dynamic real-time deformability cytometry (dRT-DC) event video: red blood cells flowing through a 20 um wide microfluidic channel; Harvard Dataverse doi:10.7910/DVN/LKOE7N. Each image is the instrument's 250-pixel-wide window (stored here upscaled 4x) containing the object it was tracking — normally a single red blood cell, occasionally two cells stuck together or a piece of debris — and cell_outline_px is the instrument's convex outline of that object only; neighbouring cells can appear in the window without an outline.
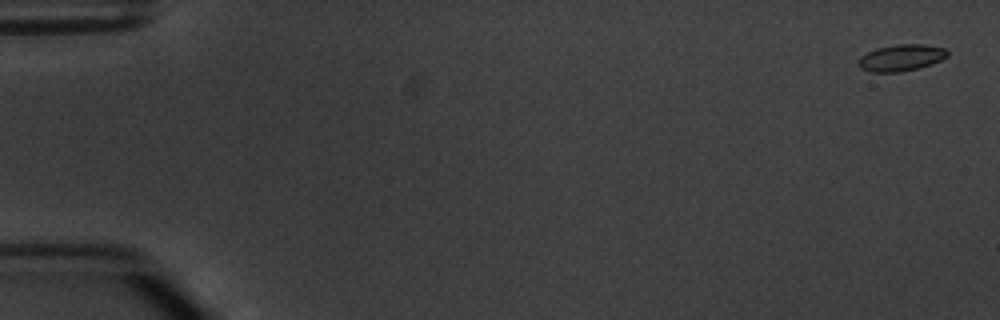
{"species": "common noctule bat (a hibernating species)", "species_latin": "Nyctalus noctula", "temperature_condition": "warm", "stored_images_in_passage": 5, "camera_frame_rate_fps": 3000, "um_per_image_px": 0.085, "animal": {"sex": "male", "body_mass_g": 20.1, "forearm_length_mm": 53.5}, "frame": {"image": 1, "passage_image": 1, "time_ms": 0.0, "image_size_px": [1000, 320], "cell_outline_px": [[948, 56], [932, 64], [920, 68], [900, 72], [872, 72], [860, 68], [860, 56], [876, 48], [896, 44], [924, 44], [944, 48], [948, 52]], "centroid_in_image_um": [76.62, 4.9], "position_along_channel_um": 8.4, "area_um2": 13.76}}
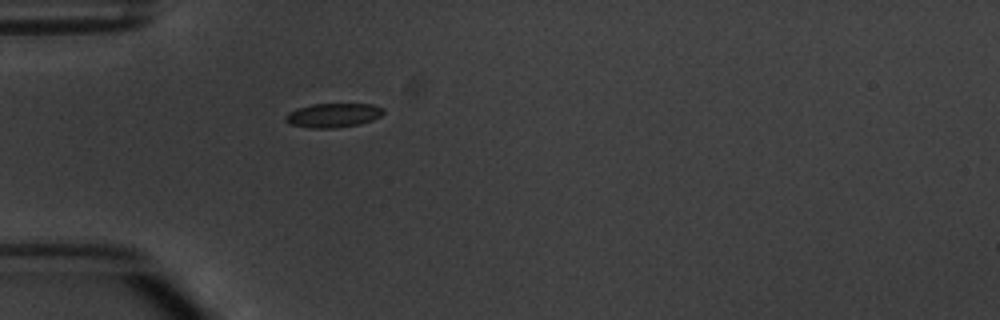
{"frame": {"image": 2, "passage_image": 5, "time_ms": 5.0, "image_size_px": [1000, 320], "cell_outline_px": [[384, 112], [380, 116], [372, 120], [356, 124], [336, 128], [308, 128], [288, 124], [284, 120], [284, 116], [288, 112], [296, 108], [312, 104], [372, 104], [384, 108]], "centroid_in_image_um": [28.26, 9.8], "position_along_channel_um": 56.7, "area_um2": 13.87}}